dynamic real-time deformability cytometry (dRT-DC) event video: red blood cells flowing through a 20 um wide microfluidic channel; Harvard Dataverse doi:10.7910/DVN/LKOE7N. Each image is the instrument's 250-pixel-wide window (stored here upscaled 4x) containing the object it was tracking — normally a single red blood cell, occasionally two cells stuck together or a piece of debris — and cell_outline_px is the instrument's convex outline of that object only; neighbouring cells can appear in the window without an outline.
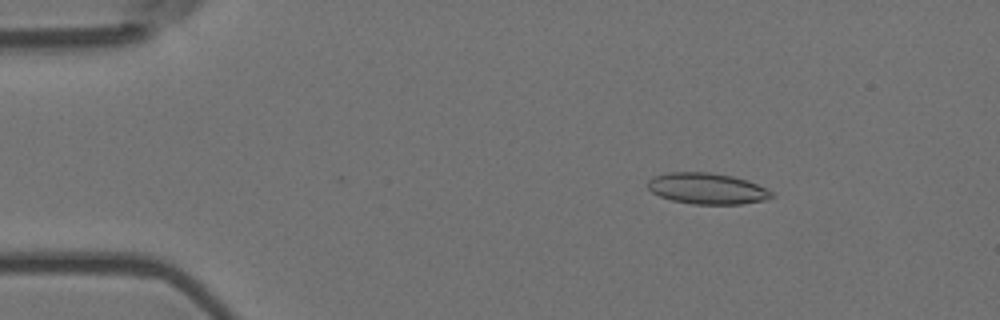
{"species": "Egyptian fruit bat (a non-hibernating species)", "species_latin": "Rousettus aegyptiacus", "temperature_condition": "room temperature", "stored_images_in_passage": 5, "camera_frame_rate_fps": 3000, "um_per_image_px": 0.085, "animal": {"sex": "female"}, "frame": {"image": 1, "passage_image": 3, "time_ms": 0.667, "image_size_px": [1000, 320], "cell_outline_px": [[776, 196], [764, 200], [740, 204], [692, 204], [672, 200], [660, 196], [652, 192], [648, 188], [648, 180], [652, 176], [668, 172], [708, 172], [732, 176], [768, 188]], "centroid_in_image_um": [60.09, 16.02], "position_along_channel_um": 24.9, "area_um2": 22.43}}